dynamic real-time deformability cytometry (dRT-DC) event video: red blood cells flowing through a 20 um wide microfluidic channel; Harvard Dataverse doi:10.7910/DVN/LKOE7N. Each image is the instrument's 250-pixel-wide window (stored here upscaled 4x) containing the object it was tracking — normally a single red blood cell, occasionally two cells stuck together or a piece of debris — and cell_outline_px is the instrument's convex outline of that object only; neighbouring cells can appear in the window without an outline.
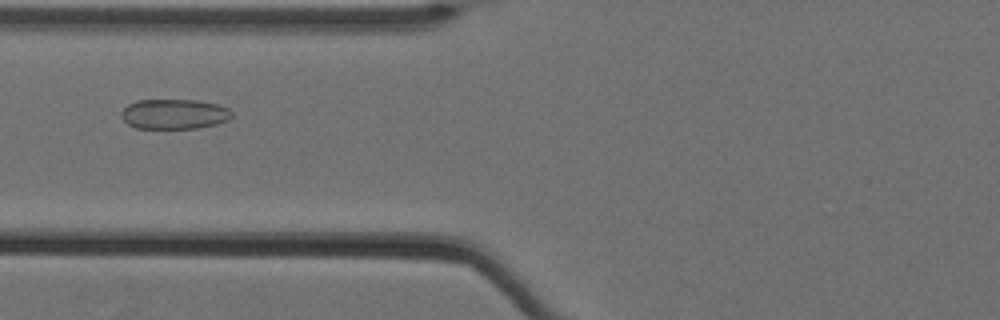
{"species": "Egyptian fruit bat (a non-hibernating species)", "species_latin": "Rousettus aegyptiacus", "temperature_condition": "cold", "stored_images_in_passage": 51, "camera_frame_rate_fps": 3000, "um_per_image_px": 0.085, "animal": {"sex": "female"}, "frame": {"image": 1, "passage_image": 18, "time_ms": 5.667, "image_size_px": [1000, 320], "cell_outline_px": [[232, 116], [228, 120], [216, 124], [196, 128], [136, 128], [128, 124], [120, 116], [120, 112], [128, 104], [136, 100], [196, 100], [216, 104], [228, 108], [232, 112]], "centroid_in_image_um": [14.78, 9.69], "position_along_channel_um": 111.0, "area_um2": 19.31}}
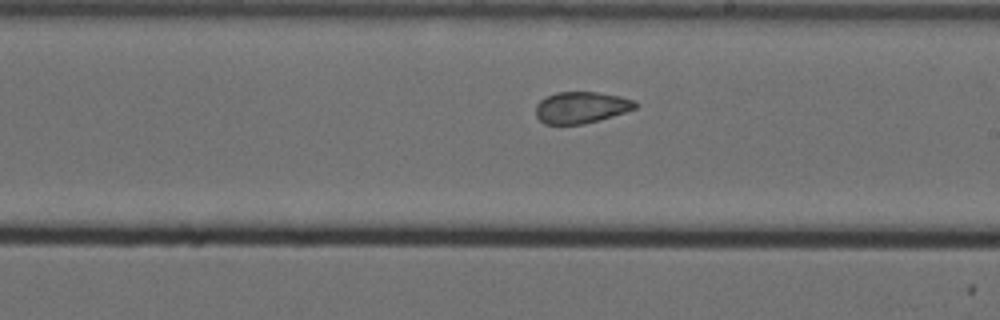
{"frame": {"image": 2, "passage_image": 29, "time_ms": 9.333, "image_size_px": [1000, 320], "cell_outline_px": [[636, 108], [600, 120], [584, 124], [544, 124], [536, 116], [536, 104], [544, 96], [556, 92], [596, 92], [620, 96], [632, 100], [636, 104]], "centroid_in_image_um": [49.35, 9.13], "position_along_channel_um": 239.7, "area_um2": 18.26}}
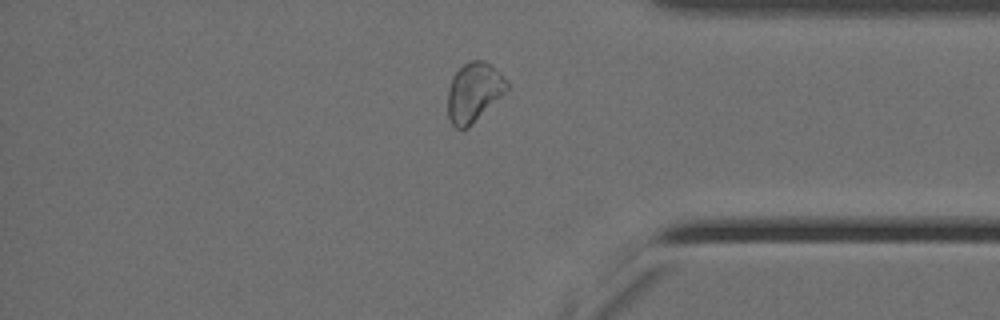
{"frame": {"image": 3, "passage_image": 43, "time_ms": 14.0, "image_size_px": [1000, 320], "cell_outline_px": [[508, 88], [468, 128], [456, 128], [452, 124], [448, 116], [448, 88], [452, 76], [464, 64], [472, 60], [484, 60], [500, 72], [508, 80]], "centroid_in_image_um": [40.26, 7.82], "position_along_channel_um": 394.9, "area_um2": 20.17}, "authors_computed_cell_mechanics": {"area_um2": 19.8832, "velocity_mm_per_s": 3.4913, "shape_relaxation_time_tau1_ms": 6.5333, "shape_relaxation_time_tau2_ms": 1.7352, "deformation_change_tau1": 0.0883, "deformation_change_tau2": 0.0827}}